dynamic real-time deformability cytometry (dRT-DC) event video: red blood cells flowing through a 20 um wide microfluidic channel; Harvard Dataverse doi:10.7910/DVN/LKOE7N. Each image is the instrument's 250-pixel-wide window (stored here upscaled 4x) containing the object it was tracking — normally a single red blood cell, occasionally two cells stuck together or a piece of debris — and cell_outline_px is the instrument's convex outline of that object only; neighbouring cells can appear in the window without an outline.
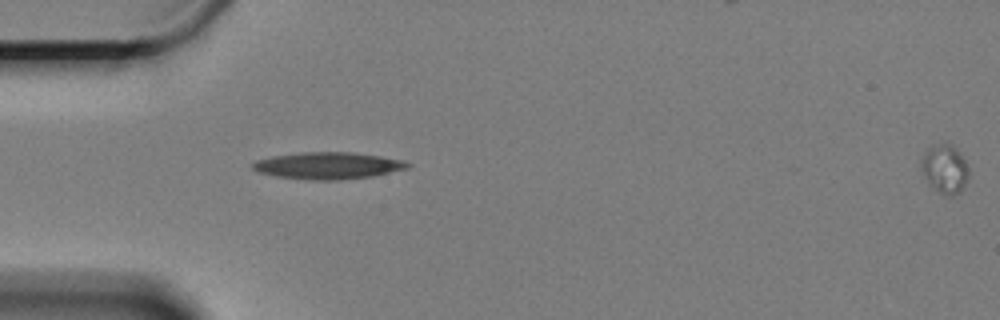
{"species": "Egyptian fruit bat (a non-hibernating species)", "species_latin": "Rousettus aegyptiacus", "temperature_condition": "cold", "stored_images_in_passage": 45, "camera_frame_rate_fps": 3000, "um_per_image_px": 0.085, "animal": {"sex": "female"}, "frame": {"image": 1, "passage_image": 1, "time_ms": 0.0, "image_size_px": [1000, 320], "cell_outline_px": [[412, 164], [408, 168], [372, 176], [336, 180], [312, 180], [276, 176], [260, 172], [252, 168], [252, 164], [256, 160], [272, 156], [304, 152], [352, 152], [380, 156], [404, 160]], "centroid_in_image_um": [27.9, 14.07], "position_along_channel_um": 57.1, "area_um2": 24.1}}
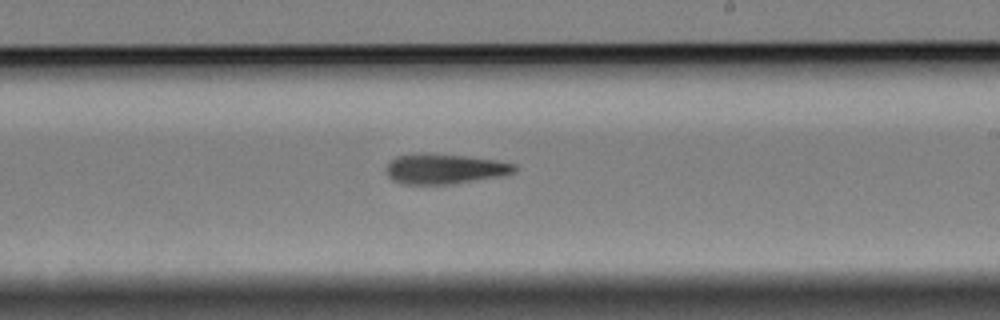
{"frame": {"image": 2, "passage_image": 19, "time_ms": 6.0, "image_size_px": [1000, 320], "cell_outline_px": [[520, 168], [516, 172], [504, 176], [452, 184], [404, 184], [392, 180], [388, 176], [384, 168], [396, 156], [424, 152], [464, 156], [496, 160], [516, 164]], "centroid_in_image_um": [37.83, 14.35], "position_along_channel_um": 251.2, "area_um2": 22.89}}
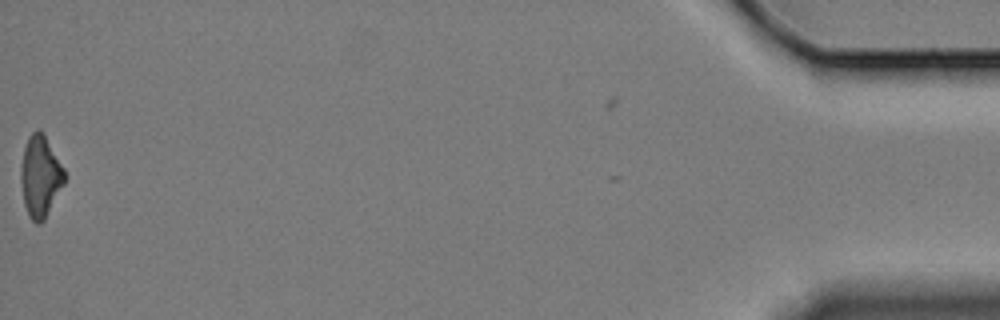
{"frame": {"image": 3, "passage_image": 44, "time_ms": 14.333, "image_size_px": [1000, 320], "cell_outline_px": [[68, 176], [64, 184], [44, 220], [40, 224], [36, 224], [28, 216], [24, 204], [20, 180], [20, 168], [24, 148], [28, 136], [36, 128], [40, 128], [44, 132], [64, 168]], "centroid_in_image_um": [3.44, 14.96], "position_along_channel_um": 431.8, "area_um2": 21.21}, "authors_computed_cell_mechanics": {"area_um2": 22.0218, "velocity_mm_per_s": 3.3075, "shape_relaxation_time_tau1_ms": 10.4169, "shape_relaxation_time_tau2_ms": null, "deformation_change_tau1": 0.2205, "deformation_change_tau2": null}}